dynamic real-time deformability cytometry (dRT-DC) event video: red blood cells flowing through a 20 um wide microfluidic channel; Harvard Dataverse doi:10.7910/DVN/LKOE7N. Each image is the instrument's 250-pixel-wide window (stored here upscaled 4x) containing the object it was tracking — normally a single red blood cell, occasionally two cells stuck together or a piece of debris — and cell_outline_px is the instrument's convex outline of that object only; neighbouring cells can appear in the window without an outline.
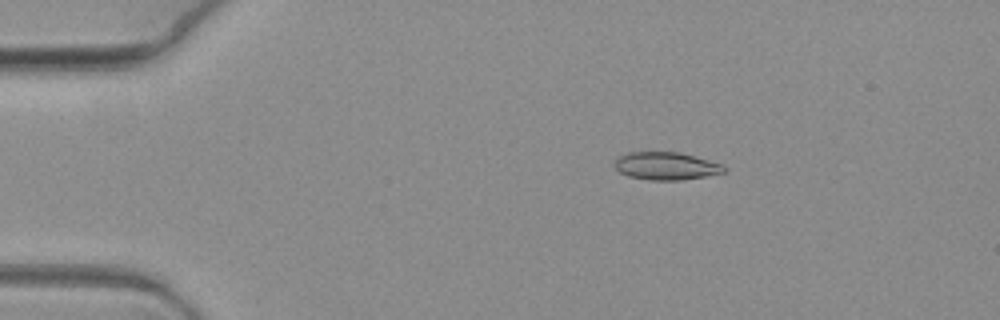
{"species": "common noctule bat (a hibernating species)", "species_latin": "Nyctalus noctula", "temperature_condition": "warm", "stored_images_in_passage": 6, "camera_frame_rate_fps": 3000, "um_per_image_px": 0.085, "animal": {"sex": "female", "body_mass_g": 19.3, "forearm_length_mm": 54.1}, "frame": {"image": 1, "passage_image": 3, "time_ms": 0.667, "image_size_px": [1000, 320], "cell_outline_px": [[728, 168], [724, 172], [704, 176], [680, 180], [652, 180], [628, 176], [620, 172], [616, 168], [616, 160], [620, 156], [628, 152], [680, 152], [724, 164]], "centroid_in_image_um": [56.66, 14.1], "position_along_channel_um": 28.3, "area_um2": 17.57}}